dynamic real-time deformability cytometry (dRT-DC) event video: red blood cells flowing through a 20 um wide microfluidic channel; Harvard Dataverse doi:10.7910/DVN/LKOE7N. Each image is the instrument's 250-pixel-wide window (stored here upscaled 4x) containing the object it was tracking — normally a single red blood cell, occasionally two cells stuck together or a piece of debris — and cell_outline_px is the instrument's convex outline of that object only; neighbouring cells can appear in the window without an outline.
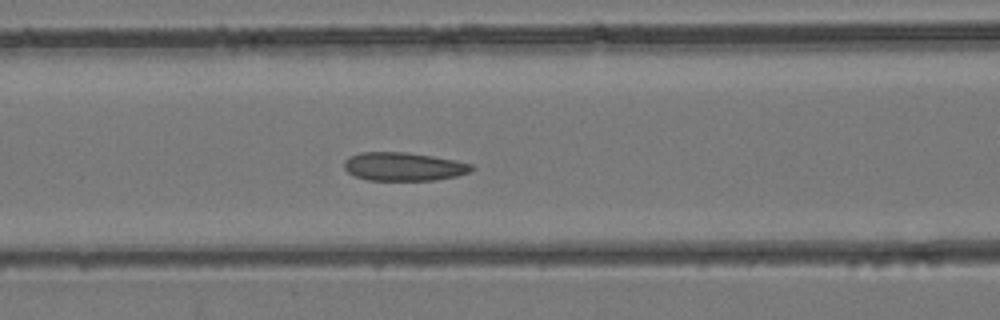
{"species": "common noctule bat (a hibernating species)", "species_latin": "Nyctalus noctula", "temperature_condition": "room temperature", "stored_images_in_passage": 43, "camera_frame_rate_fps": 3000, "um_per_image_px": 0.085, "animal": {"sex": "female", "body_mass_g": 24.6, "forearm_length_mm": 56.2}, "frame": {"image": 1, "passage_image": 18, "time_ms": 5.667, "image_size_px": [1000, 320], "cell_outline_px": [[476, 168], [468, 172], [456, 176], [436, 180], [368, 180], [356, 176], [348, 172], [344, 168], [344, 160], [348, 156], [360, 152], [408, 152], [432, 156], [472, 164]], "centroid_in_image_um": [34.28, 14.15], "position_along_channel_um": 132.3, "area_um2": 21.1}}
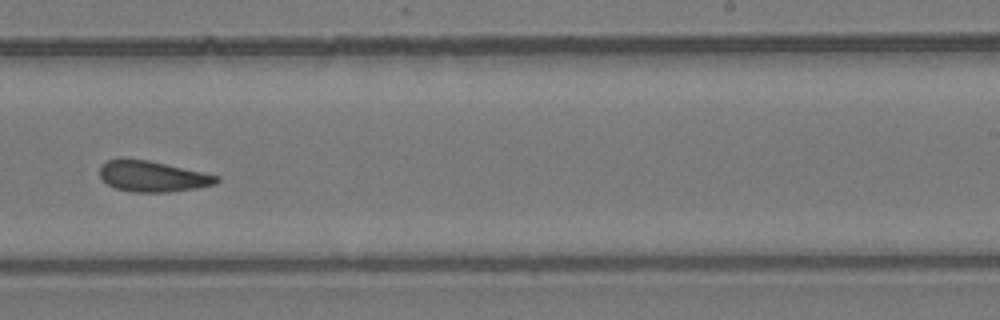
{"frame": {"image": 2, "passage_image": 27, "time_ms": 8.667, "image_size_px": [1000, 320], "cell_outline_px": [[220, 180], [216, 184], [196, 188], [168, 192], [128, 192], [116, 188], [108, 184], [100, 176], [100, 164], [108, 160], [120, 156], [148, 160], [220, 176]], "centroid_in_image_um": [12.93, 14.97], "position_along_channel_um": 276.1, "area_um2": 21.27}}
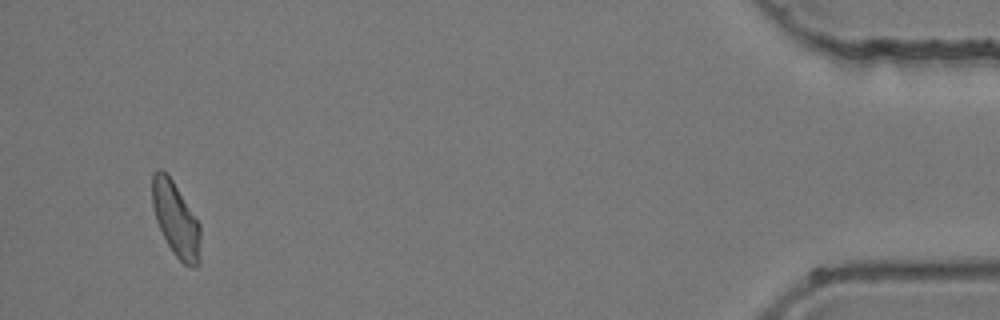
{"frame": {"image": 3, "passage_image": 41, "time_ms": 13.333, "image_size_px": [1000, 320], "cell_outline_px": [[200, 264], [196, 268], [192, 268], [184, 264], [172, 252], [156, 220], [152, 204], [152, 172], [156, 168], [160, 168], [172, 180], [200, 224]], "centroid_in_image_um": [14.95, 18.67], "position_along_channel_um": 420.2, "area_um2": 20.87}}